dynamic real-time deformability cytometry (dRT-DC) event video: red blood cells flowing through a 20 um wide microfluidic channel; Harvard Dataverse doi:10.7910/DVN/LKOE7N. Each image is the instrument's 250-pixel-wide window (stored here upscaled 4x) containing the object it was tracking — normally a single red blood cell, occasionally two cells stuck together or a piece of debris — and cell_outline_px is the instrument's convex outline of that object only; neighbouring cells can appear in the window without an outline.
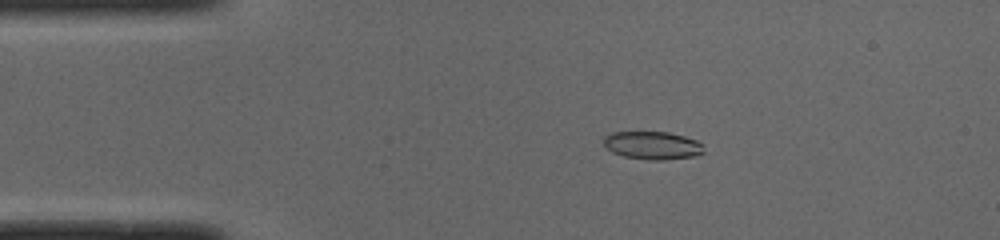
{"species": "common noctule bat (a hibernating species)", "species_latin": "Nyctalus noctula", "temperature_condition": "cold", "stored_images_in_passage": 50, "camera_frame_rate_fps": 3000, "um_per_image_px": 0.085, "animal": {"sex": "male", "body_mass_g": 19.0, "forearm_length_mm": 50.8}, "frame": {"image": 1, "passage_image": 9, "time_ms": 2.667, "image_size_px": [1000, 240], "cell_outline_px": [[704, 152], [696, 156], [664, 160], [648, 160], [624, 156], [612, 152], [604, 144], [604, 136], [612, 132], [668, 132], [684, 136], [696, 140], [704, 144]], "centroid_in_image_um": [55.5, 12.36], "position_along_channel_um": 29.5, "area_um2": 16.42}}
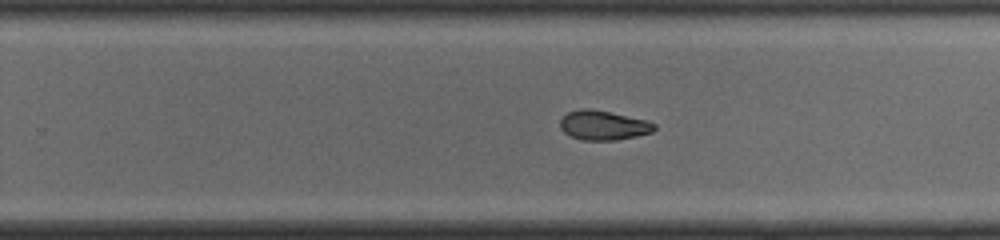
{"frame": {"image": 2, "passage_image": 31, "time_ms": 10.0, "image_size_px": [1000, 240], "cell_outline_px": [[656, 128], [652, 132], [636, 136], [616, 140], [584, 140], [568, 136], [560, 128], [560, 120], [568, 112], [580, 108], [588, 108], [648, 120], [656, 124]], "centroid_in_image_um": [51.27, 10.65], "position_along_channel_um": 278.5, "area_um2": 16.18}}
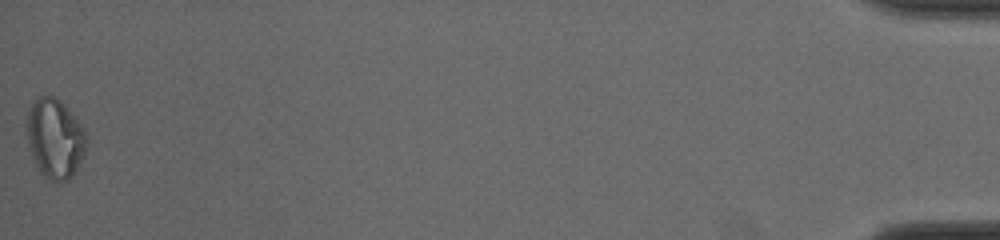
{"frame": {"image": 3, "passage_image": 50, "time_ms": 16.333, "image_size_px": [1000, 240], "cell_outline_px": [[88, 140], [84, 156], [68, 180], [48, 180], [40, 172], [28, 148], [24, 124], [32, 100], [40, 96], [52, 96], [60, 100], [84, 128], [88, 136]], "centroid_in_image_um": [4.64, 11.74], "position_along_channel_um": 430.6, "area_um2": 27.98}, "authors_computed_cell_mechanics": {"area_um2": 16.4152, "velocity_mm_per_s": 3.9978, "shape_relaxation_time_tau1_ms": null, "shape_relaxation_time_tau2_ms": 8.8624, "deformation_change_tau1": null, "deformation_change_tau2": 0.1374}}